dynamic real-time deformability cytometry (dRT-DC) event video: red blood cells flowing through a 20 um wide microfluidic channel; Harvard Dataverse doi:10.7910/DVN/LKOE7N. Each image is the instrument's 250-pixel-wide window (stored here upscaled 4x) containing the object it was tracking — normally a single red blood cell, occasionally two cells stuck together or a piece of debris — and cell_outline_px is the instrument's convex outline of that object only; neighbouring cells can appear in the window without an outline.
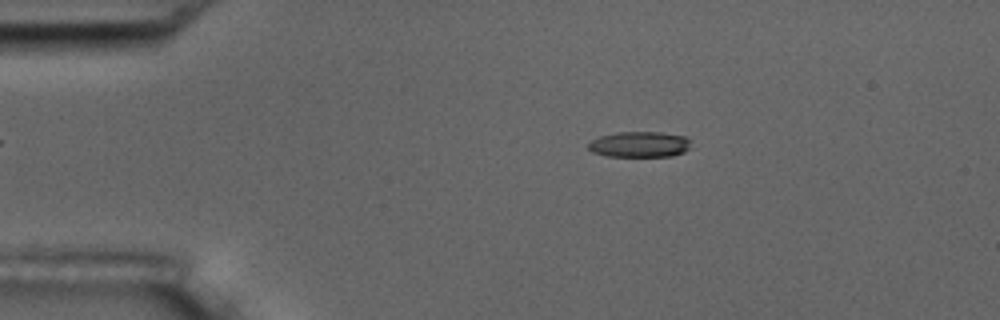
{"species": "common noctule bat (a hibernating species)", "species_latin": "Nyctalus noctula", "temperature_condition": "room temperature", "stored_images_in_passage": 9, "camera_frame_rate_fps": 3000, "um_per_image_px": 0.085, "animal": {"sex": "male", "body_mass_g": 17.5, "forearm_length_mm": 52.3}, "frame": {"image": 1, "passage_image": 4, "time_ms": 3.333, "image_size_px": [1000, 320], "cell_outline_px": [[688, 148], [684, 152], [672, 156], [608, 156], [592, 152], [588, 148], [588, 144], [592, 140], [600, 136], [616, 132], [660, 132], [684, 136], [688, 140]], "centroid_in_image_um": [54.32, 12.27], "position_along_channel_um": 30.7, "area_um2": 15.2}}
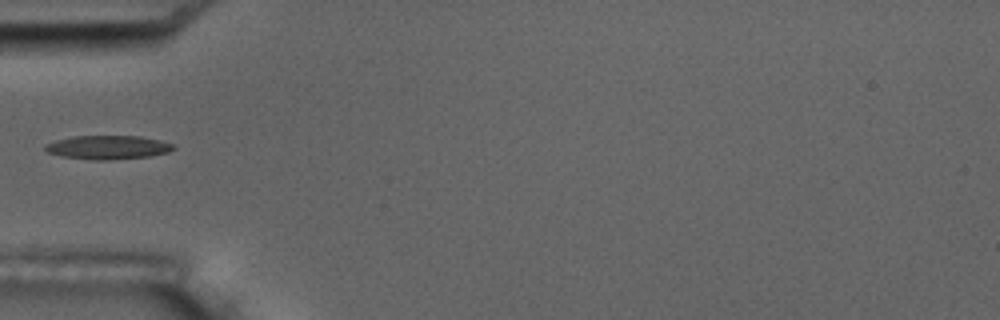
{"frame": {"image": 2, "passage_image": 6, "time_ms": 6.0, "image_size_px": [1000, 320], "cell_outline_px": [[176, 148], [168, 152], [148, 156], [104, 160], [96, 160], [60, 156], [48, 152], [44, 148], [44, 144], [56, 140], [72, 136], [140, 136], [160, 140], [172, 144]], "centroid_in_image_um": [9.14, 12.51], "position_along_channel_um": 75.9, "area_um2": 17.63}}
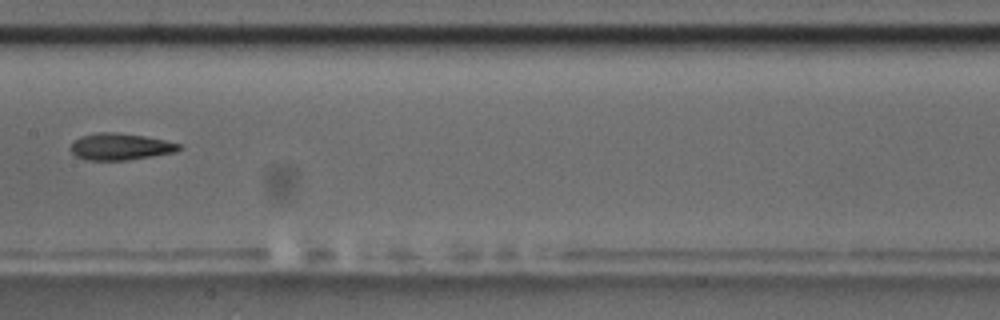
{"frame": {"image": 3, "passage_image": 9, "time_ms": 9.333, "image_size_px": [1000, 320], "cell_outline_px": [[180, 148], [176, 152], [128, 160], [84, 160], [76, 156], [68, 148], [72, 140], [80, 136], [96, 132], [116, 132], [144, 136], [164, 140], [180, 144]], "centroid_in_image_um": [10.15, 12.46], "position_along_channel_um": 197.3, "area_um2": 17.05}}